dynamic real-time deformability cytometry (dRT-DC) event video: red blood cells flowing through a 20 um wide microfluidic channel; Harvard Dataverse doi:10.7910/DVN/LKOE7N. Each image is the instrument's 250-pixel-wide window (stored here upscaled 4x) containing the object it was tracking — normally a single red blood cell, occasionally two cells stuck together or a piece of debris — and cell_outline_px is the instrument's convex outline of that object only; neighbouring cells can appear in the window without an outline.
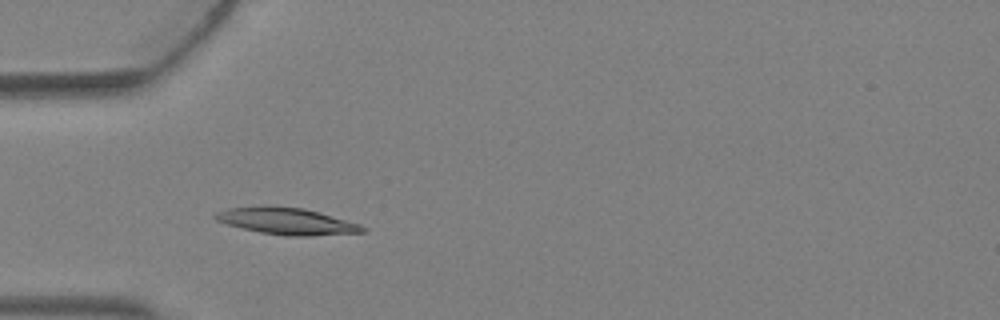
{"species": "Egyptian fruit bat (a non-hibernating species)", "species_latin": "Rousettus aegyptiacus", "temperature_condition": "warm", "stored_images_in_passage": 3, "camera_frame_rate_fps": 3000, "um_per_image_px": 0.085, "animal": {"sex": "female"}, "frame": {"image": 1, "passage_image": 3, "time_ms": 0.667, "image_size_px": [1000, 320], "cell_outline_px": [[368, 232], [308, 236], [288, 236], [260, 232], [228, 224], [216, 220], [212, 216], [216, 212], [228, 208], [260, 204], [268, 204], [304, 208], [320, 212], [360, 224], [368, 228]], "centroid_in_image_um": [24.38, 18.77], "position_along_channel_um": 60.6, "area_um2": 23.41}}